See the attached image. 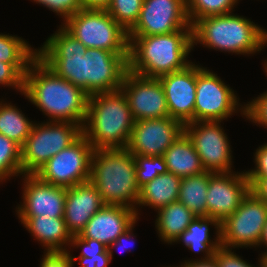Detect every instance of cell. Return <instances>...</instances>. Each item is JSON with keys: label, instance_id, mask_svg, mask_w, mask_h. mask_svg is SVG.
<instances>
[{"label": "cell", "instance_id": "cell-1", "mask_svg": "<svg viewBox=\"0 0 267 267\" xmlns=\"http://www.w3.org/2000/svg\"><path fill=\"white\" fill-rule=\"evenodd\" d=\"M37 49V56L58 76L88 95L121 88L129 53L87 48L62 26Z\"/></svg>", "mask_w": 267, "mask_h": 267}, {"label": "cell", "instance_id": "cell-2", "mask_svg": "<svg viewBox=\"0 0 267 267\" xmlns=\"http://www.w3.org/2000/svg\"><path fill=\"white\" fill-rule=\"evenodd\" d=\"M23 95L49 121L72 122L83 127L89 95L58 76L38 56L24 75Z\"/></svg>", "mask_w": 267, "mask_h": 267}, {"label": "cell", "instance_id": "cell-3", "mask_svg": "<svg viewBox=\"0 0 267 267\" xmlns=\"http://www.w3.org/2000/svg\"><path fill=\"white\" fill-rule=\"evenodd\" d=\"M128 70L148 78L185 69L192 62L188 55L193 50L192 28L161 35L128 36Z\"/></svg>", "mask_w": 267, "mask_h": 267}, {"label": "cell", "instance_id": "cell-4", "mask_svg": "<svg viewBox=\"0 0 267 267\" xmlns=\"http://www.w3.org/2000/svg\"><path fill=\"white\" fill-rule=\"evenodd\" d=\"M134 123L121 89L89 95L82 132L94 149L126 148Z\"/></svg>", "mask_w": 267, "mask_h": 267}, {"label": "cell", "instance_id": "cell-5", "mask_svg": "<svg viewBox=\"0 0 267 267\" xmlns=\"http://www.w3.org/2000/svg\"><path fill=\"white\" fill-rule=\"evenodd\" d=\"M134 156L126 148L94 149L90 182L105 205H120L136 210L140 188L136 181Z\"/></svg>", "mask_w": 267, "mask_h": 267}, {"label": "cell", "instance_id": "cell-6", "mask_svg": "<svg viewBox=\"0 0 267 267\" xmlns=\"http://www.w3.org/2000/svg\"><path fill=\"white\" fill-rule=\"evenodd\" d=\"M192 41L193 47L200 43L216 51L249 55L264 49L267 30L231 12L198 19L192 25Z\"/></svg>", "mask_w": 267, "mask_h": 267}, {"label": "cell", "instance_id": "cell-7", "mask_svg": "<svg viewBox=\"0 0 267 267\" xmlns=\"http://www.w3.org/2000/svg\"><path fill=\"white\" fill-rule=\"evenodd\" d=\"M61 26L87 48L129 53L128 32L105 9L82 8Z\"/></svg>", "mask_w": 267, "mask_h": 267}, {"label": "cell", "instance_id": "cell-8", "mask_svg": "<svg viewBox=\"0 0 267 267\" xmlns=\"http://www.w3.org/2000/svg\"><path fill=\"white\" fill-rule=\"evenodd\" d=\"M82 126L72 122L34 123L21 146L22 175H34L49 159L73 144Z\"/></svg>", "mask_w": 267, "mask_h": 267}, {"label": "cell", "instance_id": "cell-9", "mask_svg": "<svg viewBox=\"0 0 267 267\" xmlns=\"http://www.w3.org/2000/svg\"><path fill=\"white\" fill-rule=\"evenodd\" d=\"M235 94L216 73L196 65L194 122H223L238 110L245 116V104L241 105Z\"/></svg>", "mask_w": 267, "mask_h": 267}, {"label": "cell", "instance_id": "cell-10", "mask_svg": "<svg viewBox=\"0 0 267 267\" xmlns=\"http://www.w3.org/2000/svg\"><path fill=\"white\" fill-rule=\"evenodd\" d=\"M93 146L82 134L73 144L49 159L34 175L42 182L73 187L90 180Z\"/></svg>", "mask_w": 267, "mask_h": 267}, {"label": "cell", "instance_id": "cell-11", "mask_svg": "<svg viewBox=\"0 0 267 267\" xmlns=\"http://www.w3.org/2000/svg\"><path fill=\"white\" fill-rule=\"evenodd\" d=\"M266 220L267 204L249 191L237 210L221 223V246L258 247Z\"/></svg>", "mask_w": 267, "mask_h": 267}, {"label": "cell", "instance_id": "cell-12", "mask_svg": "<svg viewBox=\"0 0 267 267\" xmlns=\"http://www.w3.org/2000/svg\"><path fill=\"white\" fill-rule=\"evenodd\" d=\"M184 132L194 144L205 171L233 172L232 151L221 121H197L184 125Z\"/></svg>", "mask_w": 267, "mask_h": 267}, {"label": "cell", "instance_id": "cell-13", "mask_svg": "<svg viewBox=\"0 0 267 267\" xmlns=\"http://www.w3.org/2000/svg\"><path fill=\"white\" fill-rule=\"evenodd\" d=\"M192 28L186 0H144L140 16L128 36L161 35Z\"/></svg>", "mask_w": 267, "mask_h": 267}, {"label": "cell", "instance_id": "cell-14", "mask_svg": "<svg viewBox=\"0 0 267 267\" xmlns=\"http://www.w3.org/2000/svg\"><path fill=\"white\" fill-rule=\"evenodd\" d=\"M184 133V125L171 117L135 121L126 149L132 155L163 156Z\"/></svg>", "mask_w": 267, "mask_h": 267}, {"label": "cell", "instance_id": "cell-15", "mask_svg": "<svg viewBox=\"0 0 267 267\" xmlns=\"http://www.w3.org/2000/svg\"><path fill=\"white\" fill-rule=\"evenodd\" d=\"M135 121L169 117L166 97L158 78L126 72L120 88Z\"/></svg>", "mask_w": 267, "mask_h": 267}, {"label": "cell", "instance_id": "cell-16", "mask_svg": "<svg viewBox=\"0 0 267 267\" xmlns=\"http://www.w3.org/2000/svg\"><path fill=\"white\" fill-rule=\"evenodd\" d=\"M22 177L23 203L16 208L21 223L35 216L63 217L67 188L42 182L36 175Z\"/></svg>", "mask_w": 267, "mask_h": 267}, {"label": "cell", "instance_id": "cell-17", "mask_svg": "<svg viewBox=\"0 0 267 267\" xmlns=\"http://www.w3.org/2000/svg\"><path fill=\"white\" fill-rule=\"evenodd\" d=\"M249 191L250 183L246 173H213L206 194L207 216L222 223L237 210Z\"/></svg>", "mask_w": 267, "mask_h": 267}, {"label": "cell", "instance_id": "cell-18", "mask_svg": "<svg viewBox=\"0 0 267 267\" xmlns=\"http://www.w3.org/2000/svg\"><path fill=\"white\" fill-rule=\"evenodd\" d=\"M163 87L169 117L183 125L194 122L196 96V64L185 69L162 75L158 78Z\"/></svg>", "mask_w": 267, "mask_h": 267}, {"label": "cell", "instance_id": "cell-19", "mask_svg": "<svg viewBox=\"0 0 267 267\" xmlns=\"http://www.w3.org/2000/svg\"><path fill=\"white\" fill-rule=\"evenodd\" d=\"M138 219L136 211L132 208L104 205L90 218L79 236L98 240L108 247Z\"/></svg>", "mask_w": 267, "mask_h": 267}, {"label": "cell", "instance_id": "cell-20", "mask_svg": "<svg viewBox=\"0 0 267 267\" xmlns=\"http://www.w3.org/2000/svg\"><path fill=\"white\" fill-rule=\"evenodd\" d=\"M104 205L90 180L67 188L63 218L72 236L80 235L90 218Z\"/></svg>", "mask_w": 267, "mask_h": 267}, {"label": "cell", "instance_id": "cell-21", "mask_svg": "<svg viewBox=\"0 0 267 267\" xmlns=\"http://www.w3.org/2000/svg\"><path fill=\"white\" fill-rule=\"evenodd\" d=\"M23 226L45 247V252H65L71 245L73 236L63 217H30Z\"/></svg>", "mask_w": 267, "mask_h": 267}, {"label": "cell", "instance_id": "cell-22", "mask_svg": "<svg viewBox=\"0 0 267 267\" xmlns=\"http://www.w3.org/2000/svg\"><path fill=\"white\" fill-rule=\"evenodd\" d=\"M209 225H213L216 229L214 241L210 239ZM175 242H183L191 252L198 254L200 252L204 254L205 252L206 255H203L204 258L194 260H208L213 258L216 250L221 246V223L213 217L196 216Z\"/></svg>", "mask_w": 267, "mask_h": 267}, {"label": "cell", "instance_id": "cell-23", "mask_svg": "<svg viewBox=\"0 0 267 267\" xmlns=\"http://www.w3.org/2000/svg\"><path fill=\"white\" fill-rule=\"evenodd\" d=\"M168 172L181 178L205 172L194 144L184 132L164 153Z\"/></svg>", "mask_w": 267, "mask_h": 267}, {"label": "cell", "instance_id": "cell-24", "mask_svg": "<svg viewBox=\"0 0 267 267\" xmlns=\"http://www.w3.org/2000/svg\"><path fill=\"white\" fill-rule=\"evenodd\" d=\"M181 181V177L167 172L142 186L135 210L137 217L139 215L138 206H149L157 211L172 202L178 201Z\"/></svg>", "mask_w": 267, "mask_h": 267}, {"label": "cell", "instance_id": "cell-25", "mask_svg": "<svg viewBox=\"0 0 267 267\" xmlns=\"http://www.w3.org/2000/svg\"><path fill=\"white\" fill-rule=\"evenodd\" d=\"M195 217L196 215L179 201L158 209L155 227L159 238L168 244L174 243Z\"/></svg>", "mask_w": 267, "mask_h": 267}, {"label": "cell", "instance_id": "cell-26", "mask_svg": "<svg viewBox=\"0 0 267 267\" xmlns=\"http://www.w3.org/2000/svg\"><path fill=\"white\" fill-rule=\"evenodd\" d=\"M213 172L205 171L182 178L178 201L183 203L196 216H207L206 194L209 178Z\"/></svg>", "mask_w": 267, "mask_h": 267}, {"label": "cell", "instance_id": "cell-27", "mask_svg": "<svg viewBox=\"0 0 267 267\" xmlns=\"http://www.w3.org/2000/svg\"><path fill=\"white\" fill-rule=\"evenodd\" d=\"M37 57V49L21 37L0 33V61L12 64L23 76Z\"/></svg>", "mask_w": 267, "mask_h": 267}, {"label": "cell", "instance_id": "cell-28", "mask_svg": "<svg viewBox=\"0 0 267 267\" xmlns=\"http://www.w3.org/2000/svg\"><path fill=\"white\" fill-rule=\"evenodd\" d=\"M0 101V134L15 141L22 146L32 129L33 121H30L11 103Z\"/></svg>", "mask_w": 267, "mask_h": 267}, {"label": "cell", "instance_id": "cell-29", "mask_svg": "<svg viewBox=\"0 0 267 267\" xmlns=\"http://www.w3.org/2000/svg\"><path fill=\"white\" fill-rule=\"evenodd\" d=\"M83 249L79 255L81 267H107L111 262L108 247L95 239L74 235L71 247Z\"/></svg>", "mask_w": 267, "mask_h": 267}, {"label": "cell", "instance_id": "cell-30", "mask_svg": "<svg viewBox=\"0 0 267 267\" xmlns=\"http://www.w3.org/2000/svg\"><path fill=\"white\" fill-rule=\"evenodd\" d=\"M239 0H186L189 22L193 25L198 19L224 15L233 12Z\"/></svg>", "mask_w": 267, "mask_h": 267}, {"label": "cell", "instance_id": "cell-31", "mask_svg": "<svg viewBox=\"0 0 267 267\" xmlns=\"http://www.w3.org/2000/svg\"><path fill=\"white\" fill-rule=\"evenodd\" d=\"M22 175L21 146L0 134V182Z\"/></svg>", "mask_w": 267, "mask_h": 267}, {"label": "cell", "instance_id": "cell-32", "mask_svg": "<svg viewBox=\"0 0 267 267\" xmlns=\"http://www.w3.org/2000/svg\"><path fill=\"white\" fill-rule=\"evenodd\" d=\"M144 0H111L106 11L129 32L137 23Z\"/></svg>", "mask_w": 267, "mask_h": 267}, {"label": "cell", "instance_id": "cell-33", "mask_svg": "<svg viewBox=\"0 0 267 267\" xmlns=\"http://www.w3.org/2000/svg\"><path fill=\"white\" fill-rule=\"evenodd\" d=\"M133 156L136 164V181L139 188L152 181L155 177L168 172L164 156Z\"/></svg>", "mask_w": 267, "mask_h": 267}, {"label": "cell", "instance_id": "cell-34", "mask_svg": "<svg viewBox=\"0 0 267 267\" xmlns=\"http://www.w3.org/2000/svg\"><path fill=\"white\" fill-rule=\"evenodd\" d=\"M245 117L267 129V90L251 102L245 103Z\"/></svg>", "mask_w": 267, "mask_h": 267}, {"label": "cell", "instance_id": "cell-35", "mask_svg": "<svg viewBox=\"0 0 267 267\" xmlns=\"http://www.w3.org/2000/svg\"><path fill=\"white\" fill-rule=\"evenodd\" d=\"M38 4H42L49 10L60 15L65 22L70 16L82 9L79 0H33Z\"/></svg>", "mask_w": 267, "mask_h": 267}, {"label": "cell", "instance_id": "cell-36", "mask_svg": "<svg viewBox=\"0 0 267 267\" xmlns=\"http://www.w3.org/2000/svg\"><path fill=\"white\" fill-rule=\"evenodd\" d=\"M0 85L13 87L23 95L24 76L12 64L0 61Z\"/></svg>", "mask_w": 267, "mask_h": 267}, {"label": "cell", "instance_id": "cell-37", "mask_svg": "<svg viewBox=\"0 0 267 267\" xmlns=\"http://www.w3.org/2000/svg\"><path fill=\"white\" fill-rule=\"evenodd\" d=\"M215 261L218 267H256L243 260L239 255L232 252V248L220 246L215 252ZM260 267V263H258Z\"/></svg>", "mask_w": 267, "mask_h": 267}, {"label": "cell", "instance_id": "cell-38", "mask_svg": "<svg viewBox=\"0 0 267 267\" xmlns=\"http://www.w3.org/2000/svg\"><path fill=\"white\" fill-rule=\"evenodd\" d=\"M40 267H73L77 257H73L70 251L44 252Z\"/></svg>", "mask_w": 267, "mask_h": 267}, {"label": "cell", "instance_id": "cell-39", "mask_svg": "<svg viewBox=\"0 0 267 267\" xmlns=\"http://www.w3.org/2000/svg\"><path fill=\"white\" fill-rule=\"evenodd\" d=\"M255 169L245 171L247 177L267 178V143L259 146L254 154Z\"/></svg>", "mask_w": 267, "mask_h": 267}, {"label": "cell", "instance_id": "cell-40", "mask_svg": "<svg viewBox=\"0 0 267 267\" xmlns=\"http://www.w3.org/2000/svg\"><path fill=\"white\" fill-rule=\"evenodd\" d=\"M250 183V191L261 201L267 204V178L247 177Z\"/></svg>", "mask_w": 267, "mask_h": 267}, {"label": "cell", "instance_id": "cell-41", "mask_svg": "<svg viewBox=\"0 0 267 267\" xmlns=\"http://www.w3.org/2000/svg\"><path fill=\"white\" fill-rule=\"evenodd\" d=\"M137 223V221L132 224L129 229H127L123 234H121L112 244H110L108 246V252L110 254V258L112 260V257H113V250L112 249H116L117 248H120V249H125V250H129L128 246H127V242H130L133 241V229H134V226L135 224ZM133 245V244H132ZM119 250V249H118Z\"/></svg>", "mask_w": 267, "mask_h": 267}, {"label": "cell", "instance_id": "cell-42", "mask_svg": "<svg viewBox=\"0 0 267 267\" xmlns=\"http://www.w3.org/2000/svg\"><path fill=\"white\" fill-rule=\"evenodd\" d=\"M178 267H218V264L213 257L208 260H185V262L181 263Z\"/></svg>", "mask_w": 267, "mask_h": 267}, {"label": "cell", "instance_id": "cell-43", "mask_svg": "<svg viewBox=\"0 0 267 267\" xmlns=\"http://www.w3.org/2000/svg\"><path fill=\"white\" fill-rule=\"evenodd\" d=\"M82 8L86 9H105L109 6L111 0H79Z\"/></svg>", "mask_w": 267, "mask_h": 267}, {"label": "cell", "instance_id": "cell-44", "mask_svg": "<svg viewBox=\"0 0 267 267\" xmlns=\"http://www.w3.org/2000/svg\"><path fill=\"white\" fill-rule=\"evenodd\" d=\"M258 246H259V247H260V246H261V247H262V246H265V248L267 247V220H266V223H265V225H264L263 234H262V237H261V240H260ZM261 254H262L261 257H264V256L267 254V250H266V252L261 253Z\"/></svg>", "mask_w": 267, "mask_h": 267}, {"label": "cell", "instance_id": "cell-45", "mask_svg": "<svg viewBox=\"0 0 267 267\" xmlns=\"http://www.w3.org/2000/svg\"><path fill=\"white\" fill-rule=\"evenodd\" d=\"M258 262H260V267H267V260L264 257H260V259L258 258Z\"/></svg>", "mask_w": 267, "mask_h": 267}, {"label": "cell", "instance_id": "cell-46", "mask_svg": "<svg viewBox=\"0 0 267 267\" xmlns=\"http://www.w3.org/2000/svg\"><path fill=\"white\" fill-rule=\"evenodd\" d=\"M264 63H265V64H264L263 67H264L265 73H266V75H267V61H266V62L264 61Z\"/></svg>", "mask_w": 267, "mask_h": 267}]
</instances>
